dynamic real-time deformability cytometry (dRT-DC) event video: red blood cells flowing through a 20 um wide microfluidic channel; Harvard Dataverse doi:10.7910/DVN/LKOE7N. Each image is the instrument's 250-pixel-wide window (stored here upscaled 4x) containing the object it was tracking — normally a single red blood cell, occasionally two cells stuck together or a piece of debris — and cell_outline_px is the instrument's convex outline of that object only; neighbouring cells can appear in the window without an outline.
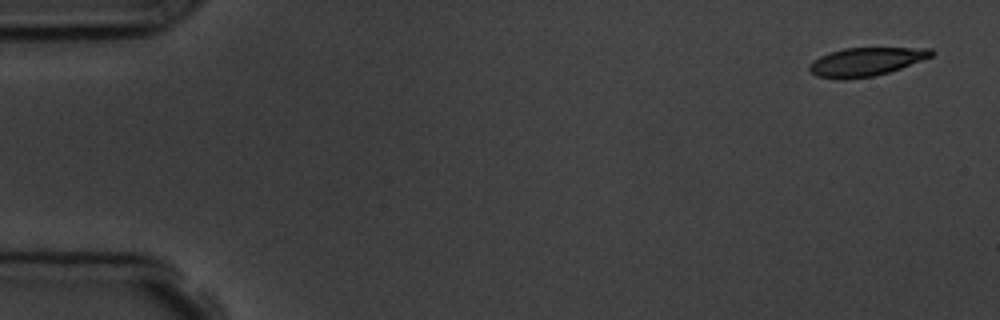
{"species": "common noctule bat (a hibernating species)", "species_latin": "Nyctalus noctula", "temperature_condition": "room temperature", "stored_images_in_passage": 5, "camera_frame_rate_fps": 3000, "um_per_image_px": 0.085, "animal": {"sex": "male", "body_mass_g": 19.5, "forearm_length_mm": 54.6}, "frame": {"image": 1, "passage_image": 1, "time_ms": 0.0, "image_size_px": [1000, 320], "cell_outline_px": [[936, 52], [932, 56], [900, 68], [888, 72], [872, 76], [844, 80], [816, 76], [808, 68], [808, 64], [812, 60], [828, 52], [844, 48], [932, 48]], "centroid_in_image_um": [73.56, 5.24], "position_along_channel_um": 11.4, "area_um2": 20.23}}
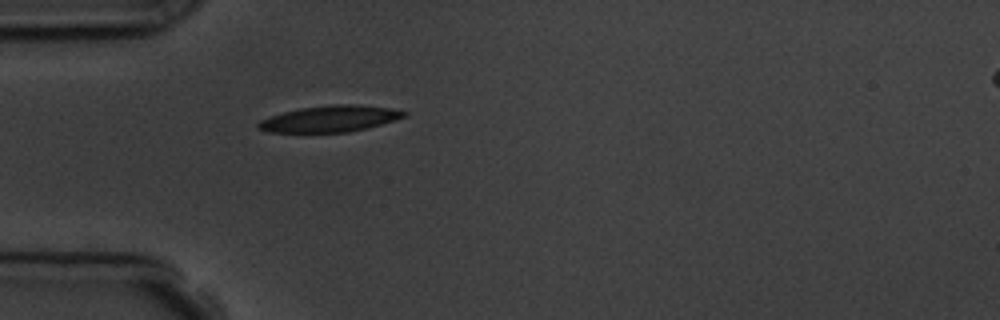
{"frame": {"image": 2, "passage_image": 5, "time_ms": 4.667, "image_size_px": [1000, 320], "cell_outline_px": [[408, 116], [368, 128], [348, 132], [268, 132], [256, 128], [256, 124], [260, 120], [284, 112], [300, 108], [332, 104], [356, 104], [392, 108], [408, 112]], "centroid_in_image_um": [28.08, 10.09], "position_along_channel_um": 56.9, "area_um2": 22.43}}